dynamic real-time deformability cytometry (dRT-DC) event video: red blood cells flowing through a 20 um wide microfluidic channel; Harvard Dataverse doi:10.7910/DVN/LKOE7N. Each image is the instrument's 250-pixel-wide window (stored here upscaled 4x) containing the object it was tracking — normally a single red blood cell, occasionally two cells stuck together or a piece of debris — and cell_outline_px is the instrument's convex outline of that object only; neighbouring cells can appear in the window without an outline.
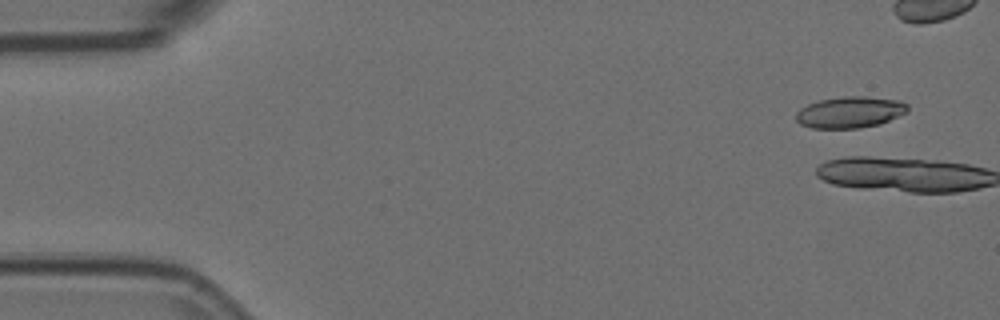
{"species": "Egyptian fruit bat (a non-hibernating species)", "species_latin": "Rousettus aegyptiacus", "temperature_condition": "room temperature", "stored_images_in_passage": 6, "camera_frame_rate_fps": 3000, "um_per_image_px": 0.085, "animal": {"sex": "female"}, "frame": {"image": 1, "passage_image": 2, "time_ms": 0.333, "image_size_px": [1000, 320], "cell_outline_px": [[908, 112], [880, 124], [860, 128], [812, 128], [800, 124], [796, 120], [796, 112], [800, 108], [808, 104], [820, 100], [844, 96], [864, 96], [900, 100], [908, 104]], "centroid_in_image_um": [72.26, 9.54], "position_along_channel_um": 12.7, "area_um2": 20.52}}